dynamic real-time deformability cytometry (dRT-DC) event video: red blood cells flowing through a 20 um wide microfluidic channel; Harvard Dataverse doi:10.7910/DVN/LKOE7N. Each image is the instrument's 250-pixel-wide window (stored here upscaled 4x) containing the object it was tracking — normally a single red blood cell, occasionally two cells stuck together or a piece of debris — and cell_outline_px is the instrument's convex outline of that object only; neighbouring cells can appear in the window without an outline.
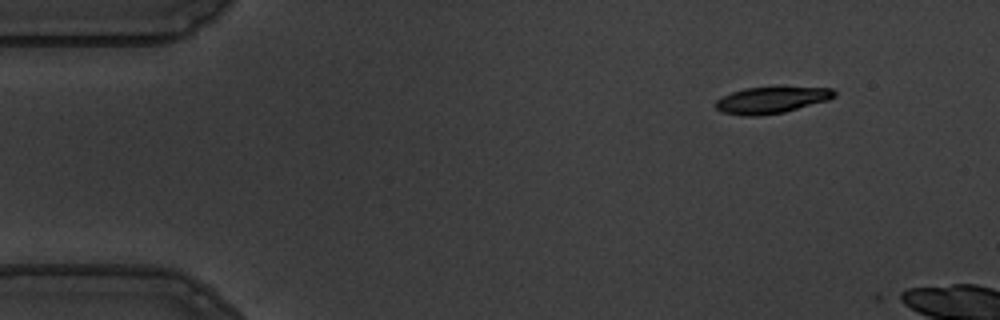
{"species": "common noctule bat (a hibernating species)", "species_latin": "Nyctalus noctula", "temperature_condition": "warm", "stored_images_in_passage": 2, "camera_frame_rate_fps": 3000, "um_per_image_px": 0.085, "animal": {"sex": "male", "body_mass_g": 19.5, "forearm_length_mm": 54.6}, "frame": {"image": 1, "passage_image": 1, "time_ms": 0.0, "image_size_px": [1000, 320], "cell_outline_px": [[836, 96], [828, 100], [784, 112], [756, 116], [744, 116], [720, 112], [712, 104], [720, 96], [744, 88], [832, 88], [836, 92]], "centroid_in_image_um": [65.49, 8.52], "position_along_channel_um": 19.5, "area_um2": 18.21}}